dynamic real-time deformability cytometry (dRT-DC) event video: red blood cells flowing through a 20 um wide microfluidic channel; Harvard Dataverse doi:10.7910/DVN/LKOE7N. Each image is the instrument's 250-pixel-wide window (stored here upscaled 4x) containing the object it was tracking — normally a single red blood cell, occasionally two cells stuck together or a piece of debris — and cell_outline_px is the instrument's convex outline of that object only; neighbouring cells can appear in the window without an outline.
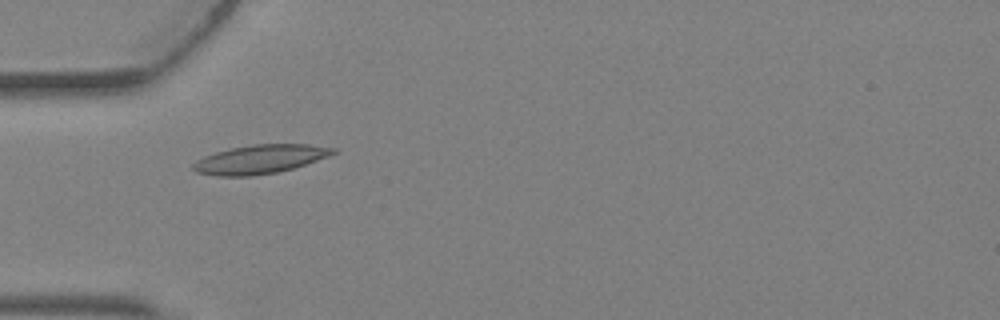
{"species": "Egyptian fruit bat (a non-hibernating species)", "species_latin": "Rousettus aegyptiacus", "temperature_condition": "warm", "stored_images_in_passage": 5, "camera_frame_rate_fps": 3000, "um_per_image_px": 0.085, "animal": {"sex": "female"}, "frame": {"image": 1, "passage_image": 5, "time_ms": 1.333, "image_size_px": [1000, 320], "cell_outline_px": [[336, 152], [328, 156], [292, 168], [276, 172], [252, 176], [216, 176], [196, 172], [192, 168], [192, 164], [196, 160], [204, 156], [216, 152], [232, 148], [252, 144], [308, 144], [336, 148]], "centroid_in_image_um": [22.06, 13.53], "position_along_channel_um": 62.9, "area_um2": 23.29}}